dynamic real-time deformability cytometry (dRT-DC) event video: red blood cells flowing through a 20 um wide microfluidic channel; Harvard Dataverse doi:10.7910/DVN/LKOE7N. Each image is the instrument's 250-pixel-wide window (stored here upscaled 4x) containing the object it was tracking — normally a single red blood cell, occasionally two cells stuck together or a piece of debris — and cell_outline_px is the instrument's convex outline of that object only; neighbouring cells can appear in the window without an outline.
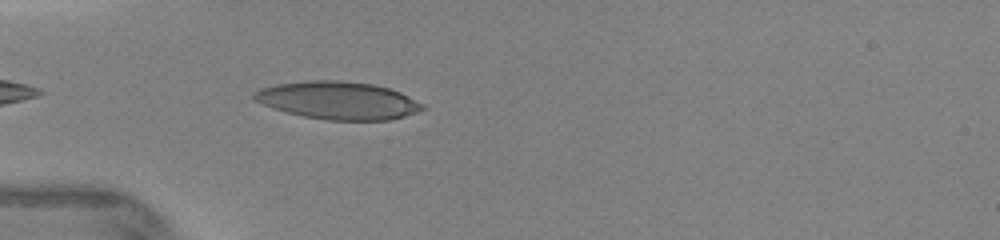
{"species": "human", "species_latin": "Homo sapiens", "temperature_condition": "warm", "stored_images_in_passage": 6, "camera_frame_rate_fps": 3000, "um_per_image_px": 0.085, "donor": {"sex": "female"}, "frame": {"image": 1, "passage_image": 2, "time_ms": 0.333, "image_size_px": [1000, 240], "cell_outline_px": [[428, 108], [404, 116], [388, 120], [328, 120], [304, 116], [272, 108], [256, 100], [252, 96], [252, 92], [260, 88], [276, 84], [308, 80], [340, 80], [372, 84], [388, 88], [400, 92], [424, 104]], "centroid_in_image_um": [28.74, 8.53], "position_along_channel_um": 56.3, "area_um2": 36.93}}